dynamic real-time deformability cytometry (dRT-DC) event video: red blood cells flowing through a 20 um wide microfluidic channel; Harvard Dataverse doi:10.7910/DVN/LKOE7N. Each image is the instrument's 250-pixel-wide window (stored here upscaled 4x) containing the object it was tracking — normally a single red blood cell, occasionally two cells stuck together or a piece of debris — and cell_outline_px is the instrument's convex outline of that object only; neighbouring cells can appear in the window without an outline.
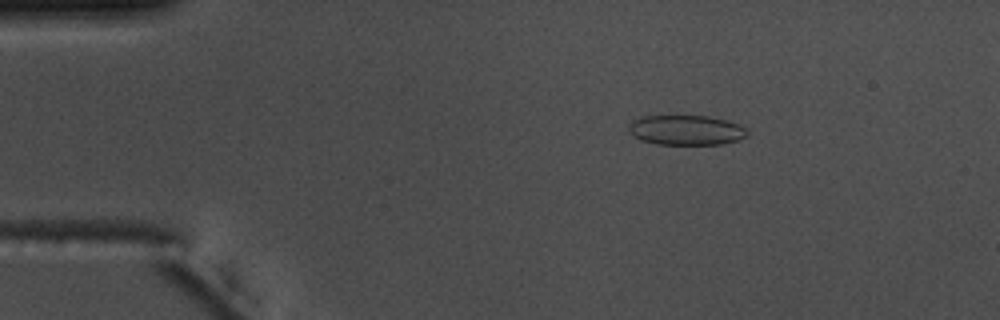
{"species": "common noctule bat (a hibernating species)", "species_latin": "Nyctalus noctula", "temperature_condition": "warm", "stored_images_in_passage": 12, "camera_frame_rate_fps": 3000, "um_per_image_px": 0.085, "animal": {"sex": "male", "body_mass_g": 17.5, "forearm_length_mm": 52.3}, "frame": {"image": 1, "passage_image": 4, "time_ms": 1.0, "image_size_px": [1000, 320], "cell_outline_px": [[748, 136], [736, 140], [720, 144], [656, 144], [640, 140], [632, 136], [628, 132], [628, 124], [632, 120], [640, 116], [708, 116], [724, 120], [736, 124], [744, 128], [748, 132]], "centroid_in_image_um": [58.23, 11.06], "position_along_channel_um": 26.8, "area_um2": 20.63}}